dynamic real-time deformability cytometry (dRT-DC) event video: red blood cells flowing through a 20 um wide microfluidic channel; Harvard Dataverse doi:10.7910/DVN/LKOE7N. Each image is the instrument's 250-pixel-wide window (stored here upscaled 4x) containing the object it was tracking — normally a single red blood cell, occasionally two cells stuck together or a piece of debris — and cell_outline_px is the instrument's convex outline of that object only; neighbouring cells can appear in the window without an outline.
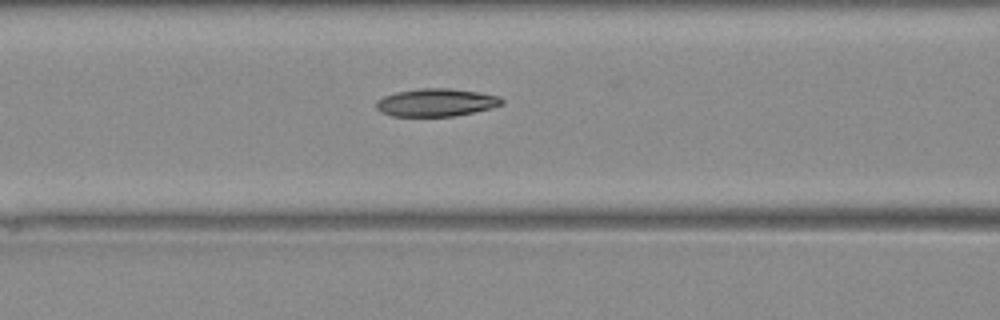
{"species": "Egyptian fruit bat (a non-hibernating species)", "species_latin": "Rousettus aegyptiacus", "temperature_condition": "warm", "stored_images_in_passage": 25, "camera_frame_rate_fps": 3000, "um_per_image_px": 0.085, "animal": {"sex": "female"}, "frame": {"image": 1, "passage_image": 6, "time_ms": 1.667, "image_size_px": [1000, 320], "cell_outline_px": [[504, 104], [492, 108], [452, 116], [392, 116], [376, 108], [376, 100], [384, 96], [396, 92], [420, 88], [452, 88], [500, 96], [504, 100]], "centroid_in_image_um": [37.09, 8.7], "position_along_channel_um": 129.5, "area_um2": 20.29}}
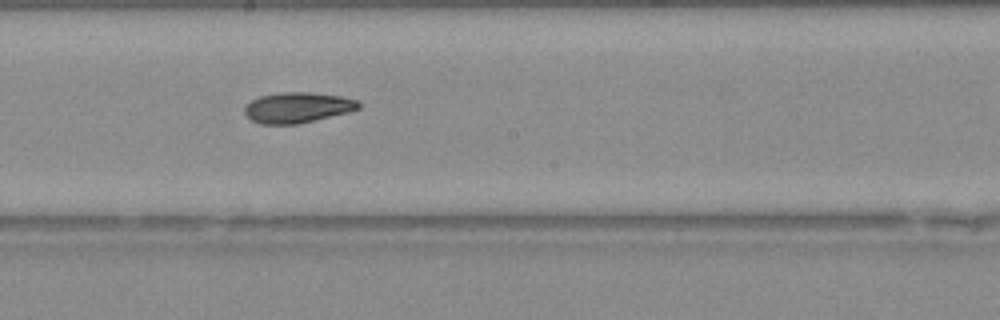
{"frame": {"image": 2, "passage_image": 12, "time_ms": 3.667, "image_size_px": [1000, 320], "cell_outline_px": [[360, 108], [348, 112], [296, 124], [260, 124], [252, 120], [244, 112], [244, 108], [252, 100], [260, 96], [280, 92], [308, 92], [340, 96], [356, 100], [360, 104]], "centroid_in_image_um": [25.27, 9.13], "position_along_channel_um": 222.9, "area_um2": 20.0}}
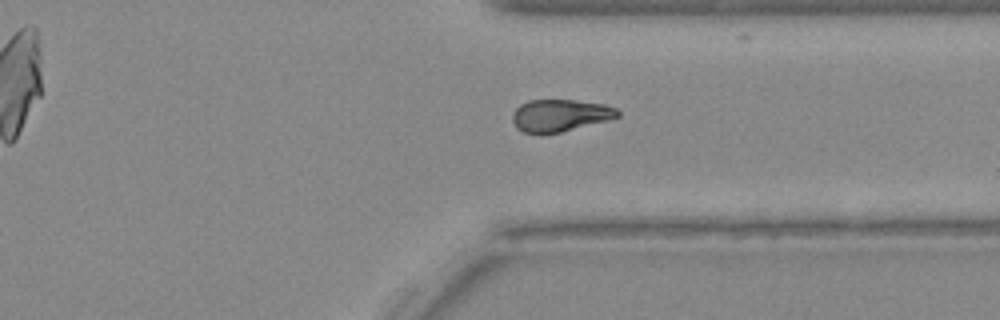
{"frame": {"image": 3, "passage_image": 21, "time_ms": 6.667, "image_size_px": [1000, 320], "cell_outline_px": [[620, 116], [612, 120], [560, 132], [540, 136], [524, 132], [516, 128], [512, 120], [512, 116], [516, 108], [520, 104], [528, 100], [576, 100], [604, 104], [616, 108], [620, 112]], "centroid_in_image_um": [47.61, 9.83], "position_along_channel_um": 363.8, "area_um2": 20.23}}